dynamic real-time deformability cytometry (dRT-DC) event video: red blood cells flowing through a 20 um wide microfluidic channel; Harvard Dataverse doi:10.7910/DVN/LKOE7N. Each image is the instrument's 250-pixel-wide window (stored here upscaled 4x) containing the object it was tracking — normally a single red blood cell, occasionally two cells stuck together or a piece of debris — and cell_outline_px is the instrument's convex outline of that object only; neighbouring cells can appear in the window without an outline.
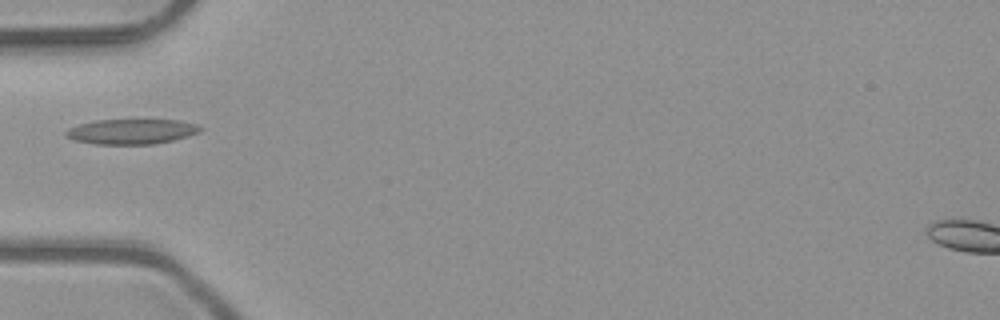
{"species": "common noctule bat (a hibernating species)", "species_latin": "Nyctalus noctula", "temperature_condition": "room temperature", "stored_images_in_passage": 2, "camera_frame_rate_fps": 3000, "um_per_image_px": 0.085, "animal": {"sex": "male", "body_mass_g": 23.1, "forearm_length_mm": 52.7}, "frame": {"image": 1, "passage_image": 1, "time_ms": 0.0, "image_size_px": [1000, 320], "cell_outline_px": [[204, 128], [200, 132], [188, 136], [172, 140], [152, 144], [96, 144], [76, 140], [68, 136], [64, 132], [68, 128], [80, 124], [96, 120], [180, 120], [196, 124]], "centroid_in_image_um": [11.22, 11.17], "position_along_channel_um": 73.8, "area_um2": 19.48}}
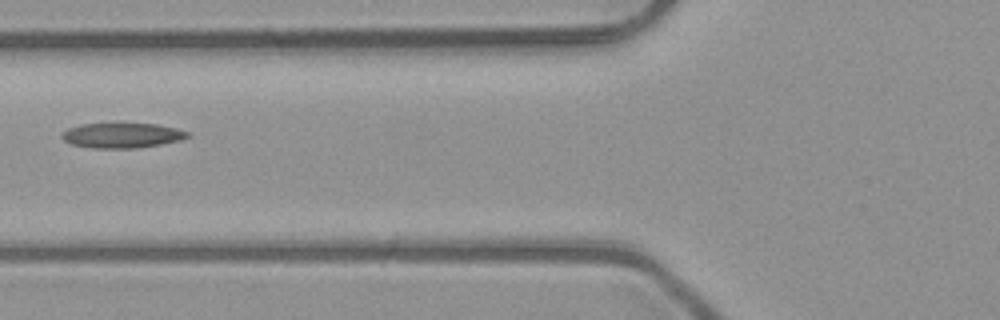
{"frame": {"image": 2, "passage_image": 2, "time_ms": 0.333, "image_size_px": [1000, 320], "cell_outline_px": [[192, 136], [180, 140], [160, 144], [136, 148], [92, 148], [72, 144], [64, 140], [60, 136], [60, 132], [68, 128], [80, 124], [116, 120], [156, 124], [176, 128], [188, 132]], "centroid_in_image_um": [10.33, 11.45], "position_along_channel_um": 115.5, "area_um2": 19.36}}